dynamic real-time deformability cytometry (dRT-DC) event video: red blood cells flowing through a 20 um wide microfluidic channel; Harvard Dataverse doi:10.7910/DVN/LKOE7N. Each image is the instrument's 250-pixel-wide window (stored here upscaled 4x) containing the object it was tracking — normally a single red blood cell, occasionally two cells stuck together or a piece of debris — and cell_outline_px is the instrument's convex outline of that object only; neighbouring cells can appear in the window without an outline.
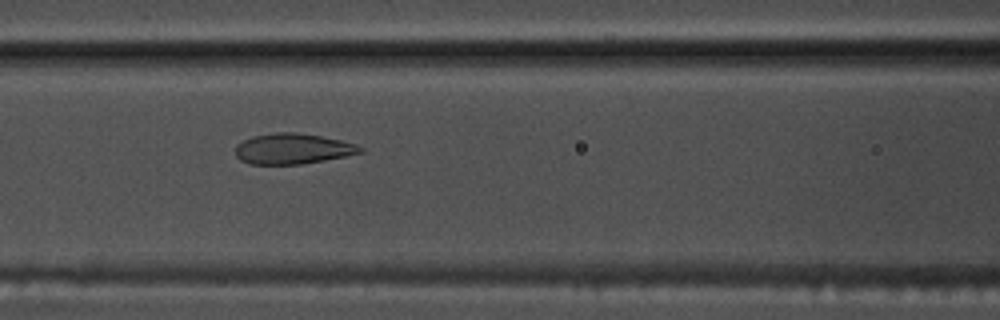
{"species": "common noctule bat (a hibernating species)", "species_latin": "Nyctalus noctula", "temperature_condition": "warm", "stored_images_in_passage": 44, "camera_frame_rate_fps": 3000, "um_per_image_px": 0.085, "animal": {"sex": "male", "body_mass_g": 17.5, "forearm_length_mm": 52.3}, "frame": {"image": 1, "passage_image": 14, "time_ms": 4.333, "image_size_px": [1000, 320], "cell_outline_px": [[364, 152], [324, 160], [300, 164], [248, 164], [240, 160], [236, 156], [236, 144], [252, 136], [276, 132], [296, 132], [320, 136], [340, 140], [356, 144], [364, 148]], "centroid_in_image_um": [24.86, 12.64], "position_along_channel_um": 141.7, "area_um2": 22.2}}
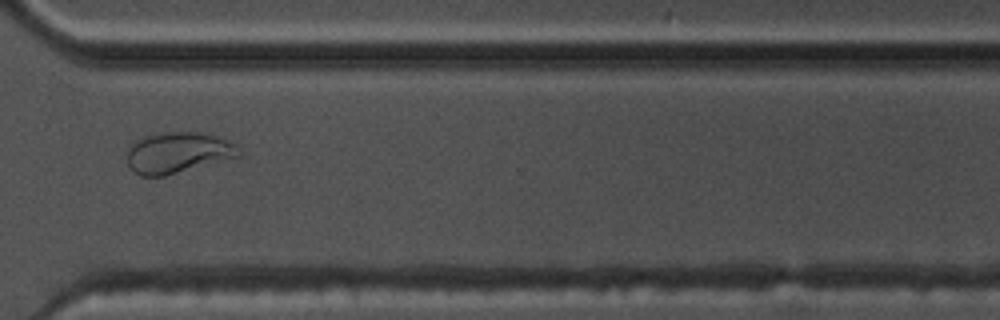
{"frame": {"image": 2, "passage_image": 31, "time_ms": 10.0, "image_size_px": [1000, 320], "cell_outline_px": [[240, 156], [164, 176], [140, 176], [132, 172], [128, 164], [128, 144], [136, 140], [148, 136], [164, 132], [200, 132], [236, 144], [240, 152]], "centroid_in_image_um": [15.07, 12.99], "position_along_channel_um": 355.5, "area_um2": 26.41}}
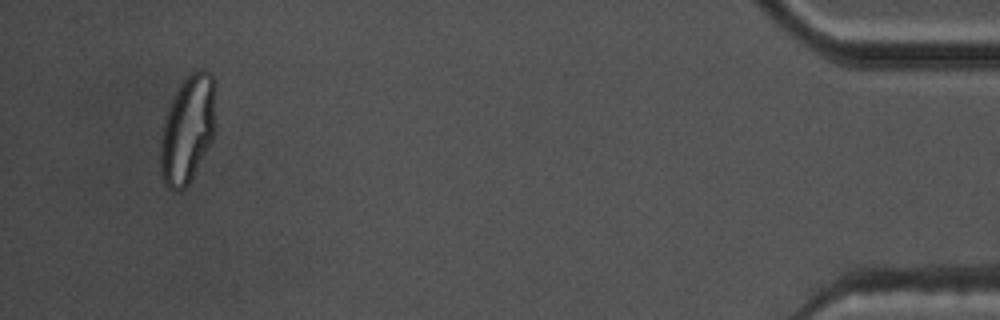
{"frame": {"image": 3, "passage_image": 42, "time_ms": 13.667, "image_size_px": [1000, 320], "cell_outline_px": [[216, 132], [212, 140], [188, 184], [180, 192], [176, 192], [168, 188], [164, 184], [160, 172], [160, 144], [164, 116], [180, 84], [196, 68], [204, 68], [212, 76], [216, 128]], "centroid_in_image_um": [15.93, 11.02], "position_along_channel_um": 419.3, "area_um2": 34.8}, "authors_computed_cell_mechanics": {"area_um2": 24.3338, "velocity_mm_per_s": 3.7779, "shape_relaxation_time_tau1_ms": 5.9573, "shape_relaxation_time_tau2_ms": 0.8841, "deformation_change_tau1": 0.2022, "deformation_change_tau2": 0.066}}